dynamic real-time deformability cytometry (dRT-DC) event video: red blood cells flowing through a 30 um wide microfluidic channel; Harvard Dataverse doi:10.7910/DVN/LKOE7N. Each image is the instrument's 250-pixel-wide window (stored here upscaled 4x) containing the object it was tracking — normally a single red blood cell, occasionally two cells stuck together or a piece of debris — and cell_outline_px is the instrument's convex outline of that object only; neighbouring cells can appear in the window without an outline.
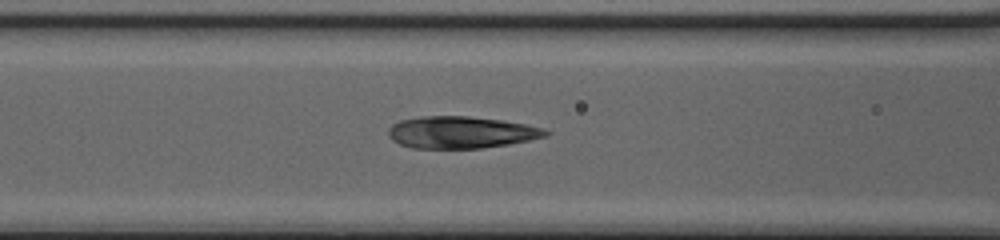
{"species": "common noctule bat (a hibernating species)", "species_latin": "Nyctalus noctula", "temperature_condition": "cold", "stored_images_in_passage": 36, "camera_frame_rate_fps": 3000, "um_per_image_px": 0.085, "animal": {"sex": "female", "body_mass_g": 20.0, "forearm_length_mm": 54.0}, "frame": {"image": 1, "passage_image": 13, "time_ms": 4.0, "image_size_px": [1000, 240], "cell_outline_px": [[552, 132], [548, 136], [508, 144], [480, 148], [412, 148], [400, 144], [392, 140], [388, 136], [388, 128], [392, 124], [400, 120], [420, 116], [468, 116], [500, 120], [524, 124], [544, 128]], "centroid_in_image_um": [39.17, 11.24], "position_along_channel_um": 127.4, "area_um2": 29.3}}
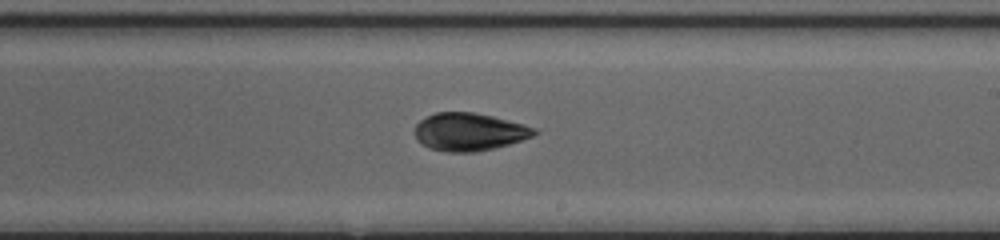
{"frame": {"image": 2, "passage_image": 22, "time_ms": 7.0, "image_size_px": [1000, 240], "cell_outline_px": [[540, 132], [532, 136], [508, 144], [492, 148], [472, 152], [444, 152], [428, 148], [416, 140], [416, 124], [420, 120], [436, 112], [472, 112], [492, 116], [524, 124], [536, 128]], "centroid_in_image_um": [39.87, 11.21], "position_along_channel_um": 249.1, "area_um2": 26.18}}
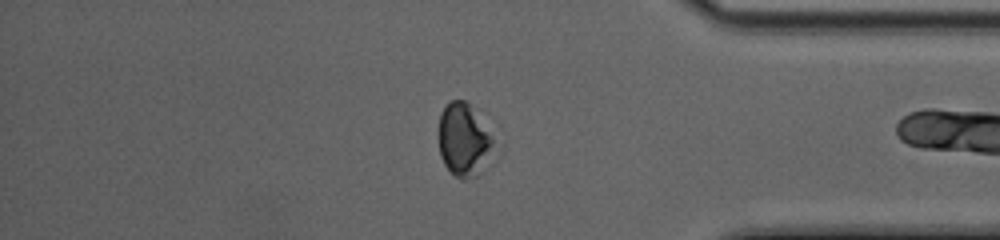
{"frame": {"image": 3, "passage_image": 34, "time_ms": 11.0, "image_size_px": [1000, 240], "cell_outline_px": [[492, 144], [480, 172], [476, 176], [468, 180], [460, 180], [444, 164], [440, 156], [440, 112], [452, 100], [464, 100], [472, 104], [492, 132]], "centroid_in_image_um": [39.42, 11.85], "position_along_channel_um": 395.8, "area_um2": 23.12}}